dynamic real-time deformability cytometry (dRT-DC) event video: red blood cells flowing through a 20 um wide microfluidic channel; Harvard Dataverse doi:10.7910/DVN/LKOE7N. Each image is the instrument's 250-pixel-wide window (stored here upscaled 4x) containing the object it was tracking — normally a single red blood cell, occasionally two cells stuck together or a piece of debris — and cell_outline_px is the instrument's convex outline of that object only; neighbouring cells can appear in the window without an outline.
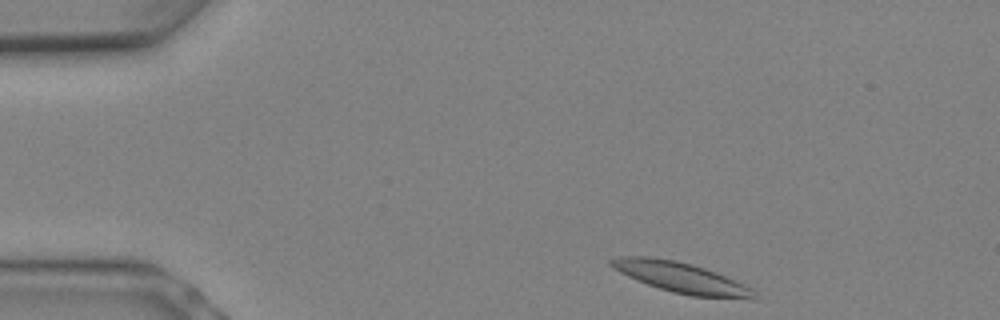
{"species": "Egyptian fruit bat (a non-hibernating species)", "species_latin": "Rousettus aegyptiacus", "temperature_condition": "warm", "stored_images_in_passage": 7, "camera_frame_rate_fps": 3000, "um_per_image_px": 0.085, "animal": {"sex": "female"}, "frame": {"image": 1, "passage_image": 1, "time_ms": 0.0, "image_size_px": [1000, 320], "cell_outline_px": [[756, 296], [692, 296], [672, 292], [648, 284], [628, 276], [612, 268], [608, 264], [608, 260], [620, 256], [648, 256], [676, 260], [692, 264], [716, 272], [736, 280], [752, 288]], "centroid_in_image_um": [57.75, 23.53], "position_along_channel_um": 27.3, "area_um2": 24.62}}
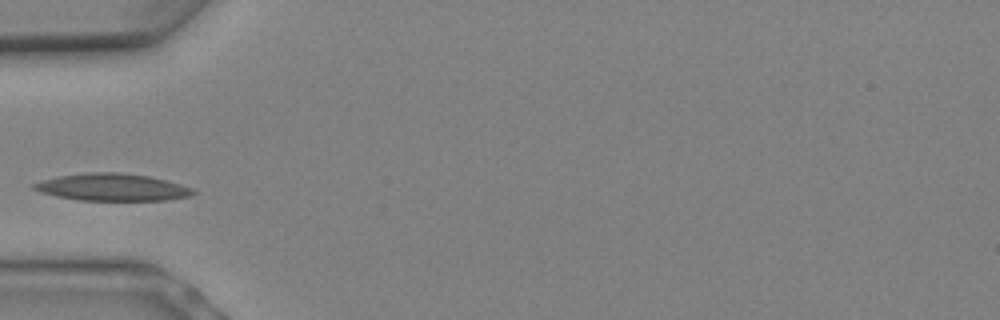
{"frame": {"image": 2, "passage_image": 5, "time_ms": 1.333, "image_size_px": [1000, 320], "cell_outline_px": [[196, 192], [192, 196], [164, 200], [80, 200], [56, 196], [40, 192], [32, 188], [32, 184], [44, 180], [60, 176], [84, 172], [120, 172], [148, 176], [180, 184], [192, 188]], "centroid_in_image_um": [9.54, 15.91], "position_along_channel_um": 75.5, "area_um2": 25.09}}